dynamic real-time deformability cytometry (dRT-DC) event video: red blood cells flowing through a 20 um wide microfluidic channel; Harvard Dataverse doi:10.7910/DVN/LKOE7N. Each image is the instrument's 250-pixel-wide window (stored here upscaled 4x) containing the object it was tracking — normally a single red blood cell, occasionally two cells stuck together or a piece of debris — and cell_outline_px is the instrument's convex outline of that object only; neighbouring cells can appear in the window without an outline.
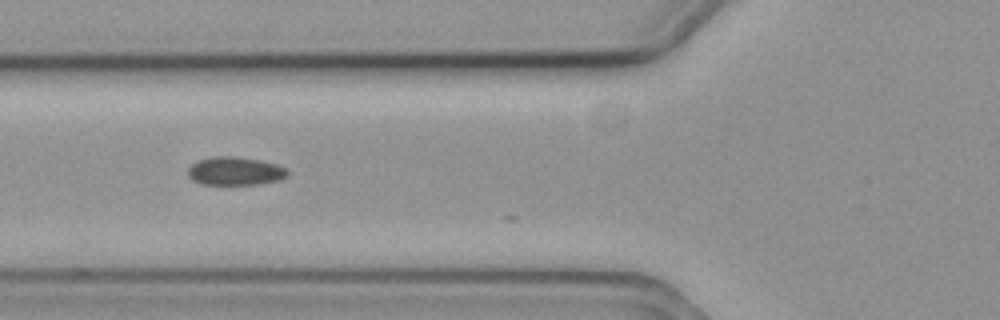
{"species": "common noctule bat (a hibernating species)", "species_latin": "Nyctalus noctula", "temperature_condition": "cold", "stored_images_in_passage": 11, "camera_frame_rate_fps": 3000, "um_per_image_px": 0.085, "animal": {"sex": "female", "body_mass_g": 19.3, "forearm_length_mm": 54.1}, "frame": {"image": 1, "passage_image": 5, "time_ms": 1.333, "image_size_px": [1000, 320], "cell_outline_px": [[288, 176], [280, 180], [256, 184], [204, 184], [192, 180], [188, 176], [188, 168], [196, 160], [212, 156], [236, 156], [260, 160], [276, 164], [288, 168]], "centroid_in_image_um": [19.99, 14.53], "position_along_channel_um": 105.8, "area_um2": 16.59}}
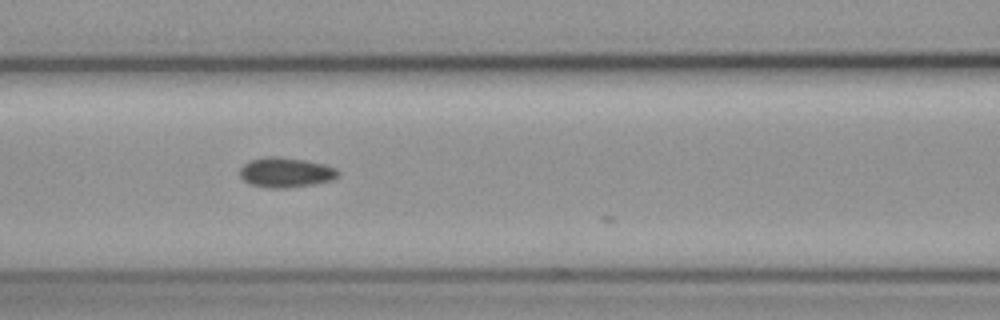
{"frame": {"image": 2, "passage_image": 8, "time_ms": 2.333, "image_size_px": [1000, 320], "cell_outline_px": [[340, 172], [332, 180], [312, 184], [284, 188], [268, 188], [248, 184], [240, 176], [240, 168], [244, 164], [252, 160], [264, 156], [276, 156], [304, 160], [324, 164], [336, 168]], "centroid_in_image_um": [24.26, 14.65], "position_along_channel_um": 142.3, "area_um2": 17.05}}